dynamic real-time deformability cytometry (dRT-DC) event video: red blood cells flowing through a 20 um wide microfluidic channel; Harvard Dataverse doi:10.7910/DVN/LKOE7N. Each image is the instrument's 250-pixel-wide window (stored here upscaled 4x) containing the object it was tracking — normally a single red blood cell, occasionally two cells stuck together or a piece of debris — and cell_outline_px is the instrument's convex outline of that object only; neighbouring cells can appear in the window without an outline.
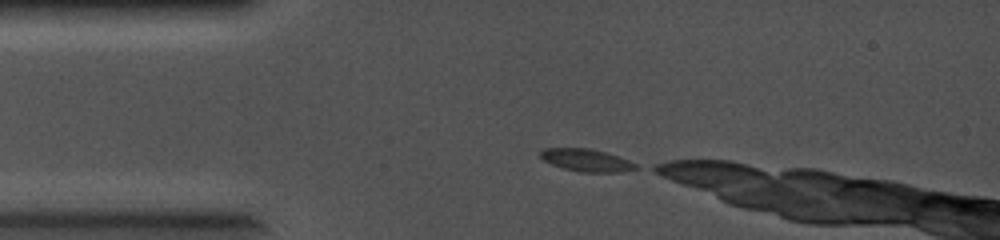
{"species": "common noctule bat (a hibernating species)", "species_latin": "Nyctalus noctula", "temperature_condition": "cold", "stored_images_in_passage": 11, "camera_frame_rate_fps": 5000, "um_per_image_px": 0.085, "animal": {"sex": "female", "body_mass_g": 19.0, "forearm_length_mm": 56.7}, "frame": {"image": 1, "passage_image": 1, "time_ms": 0.0, "image_size_px": [1000, 240], "cell_outline_px": [[640, 168], [620, 172], [580, 172], [564, 168], [552, 164], [544, 160], [540, 156], [540, 152], [544, 148], [588, 148], [604, 152], [628, 160], [636, 164]], "centroid_in_image_um": [49.85, 13.62], "position_along_channel_um": 35.2, "area_um2": 12.31}}
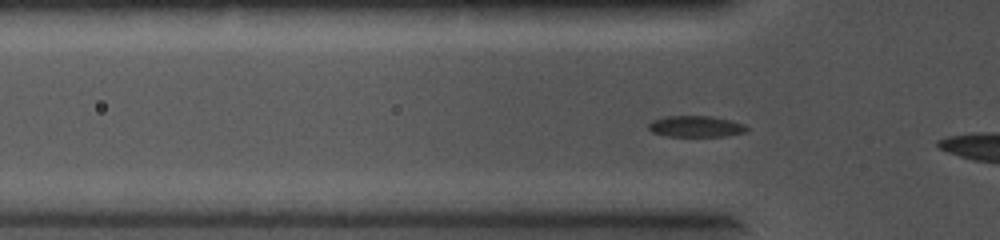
{"frame": {"image": 2, "passage_image": 6, "time_ms": 1.0, "image_size_px": [1000, 240], "cell_outline_px": [[748, 132], [724, 136], [668, 136], [652, 132], [648, 128], [648, 124], [652, 120], [664, 116], [712, 116], [744, 124], [748, 128]], "centroid_in_image_um": [59.14, 10.74], "position_along_channel_um": 66.7, "area_um2": 12.14}}
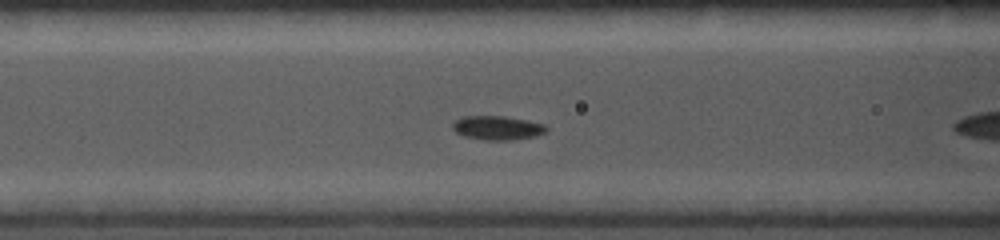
{"frame": {"image": 3, "passage_image": 10, "time_ms": 1.8, "image_size_px": [1000, 240], "cell_outline_px": [[548, 128], [544, 132], [536, 136], [512, 140], [484, 140], [464, 136], [456, 132], [452, 128], [452, 124], [456, 120], [464, 116], [504, 116], [528, 120], [544, 124]], "centroid_in_image_um": [42.28, 10.87], "position_along_channel_um": 124.3, "area_um2": 13.12}}